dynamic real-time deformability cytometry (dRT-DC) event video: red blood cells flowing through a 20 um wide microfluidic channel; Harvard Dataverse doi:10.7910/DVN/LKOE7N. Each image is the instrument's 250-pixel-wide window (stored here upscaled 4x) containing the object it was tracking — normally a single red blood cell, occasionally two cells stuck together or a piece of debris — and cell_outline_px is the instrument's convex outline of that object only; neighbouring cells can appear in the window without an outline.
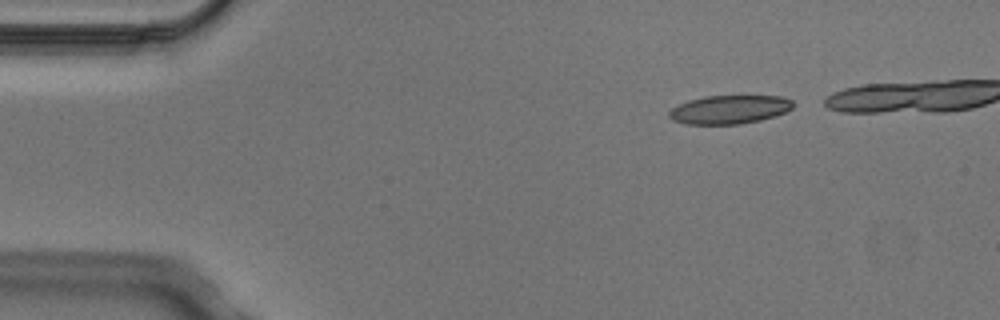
{"species": "Egyptian fruit bat (a non-hibernating species)", "species_latin": "Rousettus aegyptiacus", "temperature_condition": "cold", "stored_images_in_passage": 5, "camera_frame_rate_fps": 3000, "um_per_image_px": 0.085, "animal": {"sex": "male"}, "frame": {"image": 1, "passage_image": 1, "time_ms": 0.0, "image_size_px": [1000, 320], "cell_outline_px": [[796, 104], [792, 108], [776, 116], [760, 120], [740, 124], [684, 124], [672, 120], [668, 116], [668, 112], [672, 108], [688, 100], [704, 96], [784, 96], [792, 100]], "centroid_in_image_um": [62.01, 9.31], "position_along_channel_um": 23.0, "area_um2": 20.81}}
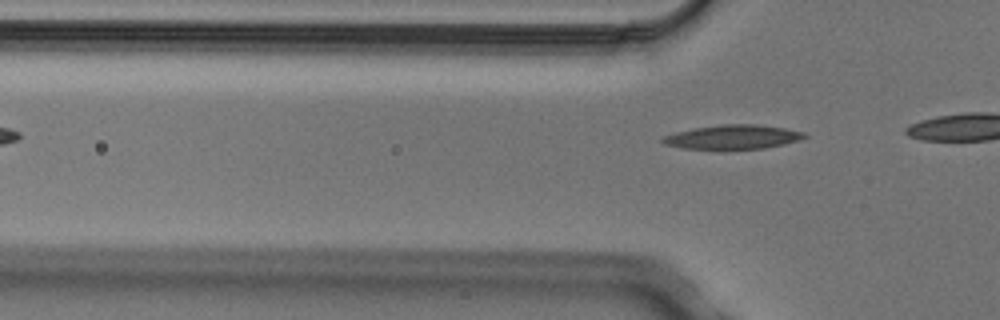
{"frame": {"image": 2, "passage_image": 5, "time_ms": 1.333, "image_size_px": [1000, 320], "cell_outline_px": [[808, 136], [784, 144], [764, 148], [724, 152], [720, 152], [680, 148], [664, 144], [660, 140], [664, 136], [676, 132], [696, 128], [724, 124], [756, 124], [784, 128], [804, 132]], "centroid_in_image_um": [62.23, 11.7], "position_along_channel_um": 63.6, "area_um2": 20.75}}